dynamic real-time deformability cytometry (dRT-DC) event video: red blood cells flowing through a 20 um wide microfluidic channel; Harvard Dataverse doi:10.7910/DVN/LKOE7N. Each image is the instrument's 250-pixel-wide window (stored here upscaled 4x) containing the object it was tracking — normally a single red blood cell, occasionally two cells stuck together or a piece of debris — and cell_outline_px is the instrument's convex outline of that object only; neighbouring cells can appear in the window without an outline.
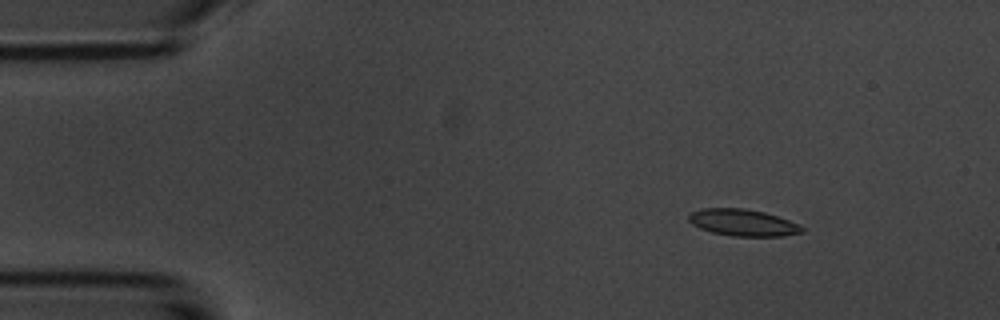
{"species": "common noctule bat (a hibernating species)", "species_latin": "Nyctalus noctula", "temperature_condition": "room temperature", "stored_images_in_passage": 4, "camera_frame_rate_fps": 3000, "um_per_image_px": 0.085, "animal": {"sex": "male", "body_mass_g": 20.1, "forearm_length_mm": 53.5}, "frame": {"image": 1, "passage_image": 2, "time_ms": 2.0, "image_size_px": [1000, 320], "cell_outline_px": [[804, 232], [780, 236], [732, 236], [712, 232], [700, 228], [692, 224], [688, 220], [688, 212], [700, 208], [744, 208], [764, 212], [800, 224], [804, 228]], "centroid_in_image_um": [63.11, 18.91], "position_along_channel_um": 21.9, "area_um2": 17.74}}